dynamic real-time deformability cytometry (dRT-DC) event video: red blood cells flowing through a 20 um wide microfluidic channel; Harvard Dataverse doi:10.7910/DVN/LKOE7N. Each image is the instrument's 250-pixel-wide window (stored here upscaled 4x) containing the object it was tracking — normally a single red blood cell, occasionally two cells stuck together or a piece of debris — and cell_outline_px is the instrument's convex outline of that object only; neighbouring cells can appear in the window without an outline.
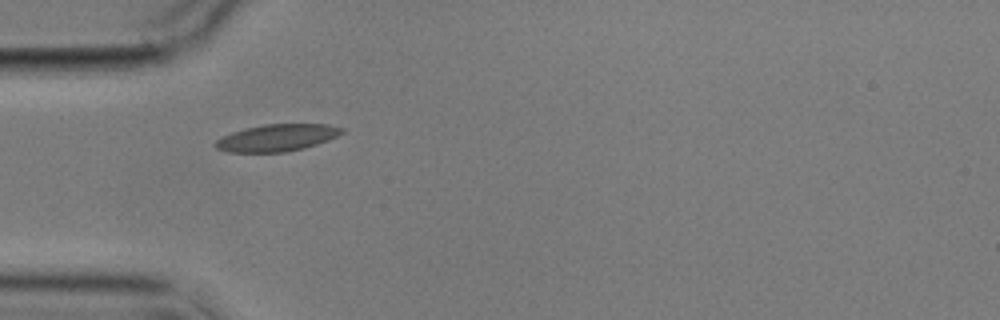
{"species": "common noctule bat (a hibernating species)", "species_latin": "Nyctalus noctula", "temperature_condition": "cold", "stored_images_in_passage": 3, "camera_frame_rate_fps": 3000, "um_per_image_px": 0.085, "animal": {"sex": "male", "body_mass_g": 17.9}, "frame": {"image": 1, "passage_image": 1, "time_ms": 0.0, "image_size_px": [1000, 320], "cell_outline_px": [[344, 132], [328, 140], [304, 148], [284, 152], [228, 152], [216, 148], [212, 144], [220, 136], [244, 128], [264, 124], [328, 124], [344, 128]], "centroid_in_image_um": [23.5, 11.7], "position_along_channel_um": 61.5, "area_um2": 20.0}}
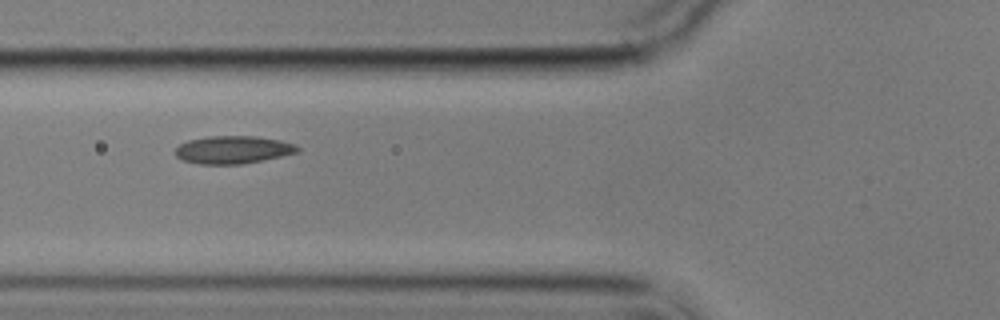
{"frame": {"image": 2, "passage_image": 2, "time_ms": 1.333, "image_size_px": [1000, 320], "cell_outline_px": [[300, 152], [240, 164], [200, 164], [180, 160], [176, 156], [176, 148], [180, 144], [188, 140], [208, 136], [256, 136], [280, 140], [296, 144], [300, 148]], "centroid_in_image_um": [19.8, 12.72], "position_along_channel_um": 106.0, "area_um2": 19.77}}
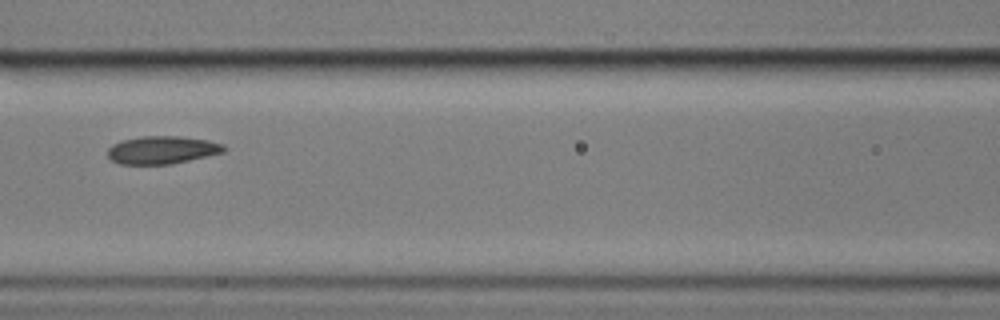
{"frame": {"image": 3, "passage_image": 3, "time_ms": 2.667, "image_size_px": [1000, 320], "cell_outline_px": [[228, 148], [224, 152], [172, 164], [120, 164], [112, 160], [108, 156], [108, 148], [112, 144], [120, 140], [140, 136], [180, 136], [208, 140], [224, 144]], "centroid_in_image_um": [13.79, 12.73], "position_along_channel_um": 152.8, "area_um2": 19.02}}